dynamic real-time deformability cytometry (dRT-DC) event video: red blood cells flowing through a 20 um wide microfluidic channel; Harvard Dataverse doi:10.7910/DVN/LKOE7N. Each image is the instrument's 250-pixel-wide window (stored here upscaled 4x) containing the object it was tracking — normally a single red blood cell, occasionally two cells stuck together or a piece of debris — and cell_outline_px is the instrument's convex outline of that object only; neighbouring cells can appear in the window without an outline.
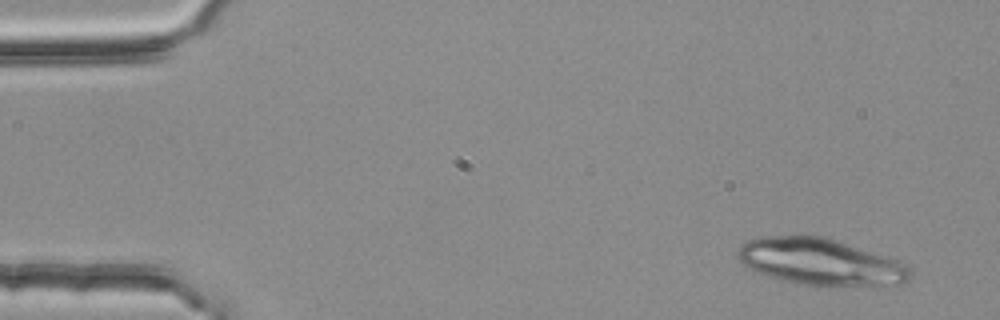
{"species": "common noctule bat (a hibernating species)", "species_latin": "Nyctalus noctula", "temperature_condition": "room temperature", "stored_images_in_passage": 3, "camera_frame_rate_fps": 3000, "um_per_image_px": 0.085, "animal": {"sex": "female", "body_mass_g": 25.1}, "frame": {"image": 1, "passage_image": 1, "time_ms": 0.0, "image_size_px": [1000, 320], "cell_outline_px": [[912, 280], [904, 284], [836, 288], [828, 288], [796, 284], [768, 276], [756, 272], [744, 264], [736, 256], [736, 252], [740, 244], [748, 240], [760, 236], [800, 232], [824, 236], [888, 256], [908, 264], [912, 268]], "centroid_in_image_um": [69.78, 22.26], "position_along_channel_um": 15.2, "area_um2": 49.25}}